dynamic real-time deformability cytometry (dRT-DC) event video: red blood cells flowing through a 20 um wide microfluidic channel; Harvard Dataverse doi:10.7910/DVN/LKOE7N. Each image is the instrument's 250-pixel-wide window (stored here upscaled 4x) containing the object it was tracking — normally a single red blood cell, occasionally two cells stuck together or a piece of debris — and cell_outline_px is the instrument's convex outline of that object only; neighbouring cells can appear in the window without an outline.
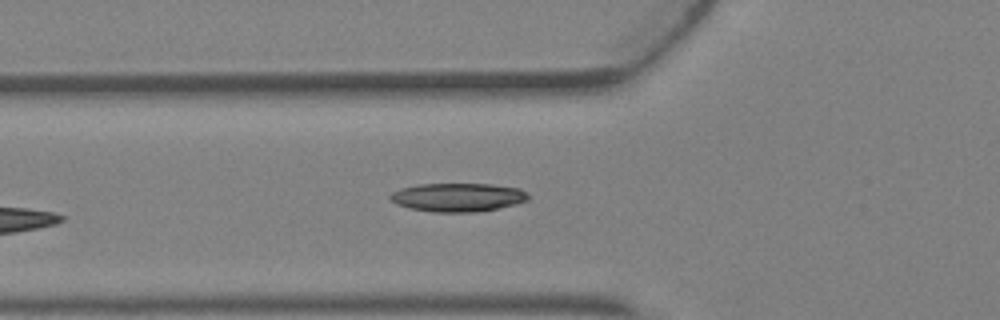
{"species": "Egyptian fruit bat (a non-hibernating species)", "species_latin": "Rousettus aegyptiacus", "temperature_condition": "warm", "stored_images_in_passage": 5, "camera_frame_rate_fps": 3000, "um_per_image_px": 0.085, "animal": {"sex": "female"}, "frame": {"image": 1, "passage_image": 5, "time_ms": 1.333, "image_size_px": [1000, 320], "cell_outline_px": [[532, 196], [528, 200], [516, 204], [500, 208], [476, 212], [432, 212], [408, 208], [396, 204], [388, 200], [388, 196], [392, 192], [400, 188], [416, 184], [492, 184], [520, 188], [528, 192]], "centroid_in_image_um": [38.92, 16.77], "position_along_channel_um": 86.9, "area_um2": 23.47}}